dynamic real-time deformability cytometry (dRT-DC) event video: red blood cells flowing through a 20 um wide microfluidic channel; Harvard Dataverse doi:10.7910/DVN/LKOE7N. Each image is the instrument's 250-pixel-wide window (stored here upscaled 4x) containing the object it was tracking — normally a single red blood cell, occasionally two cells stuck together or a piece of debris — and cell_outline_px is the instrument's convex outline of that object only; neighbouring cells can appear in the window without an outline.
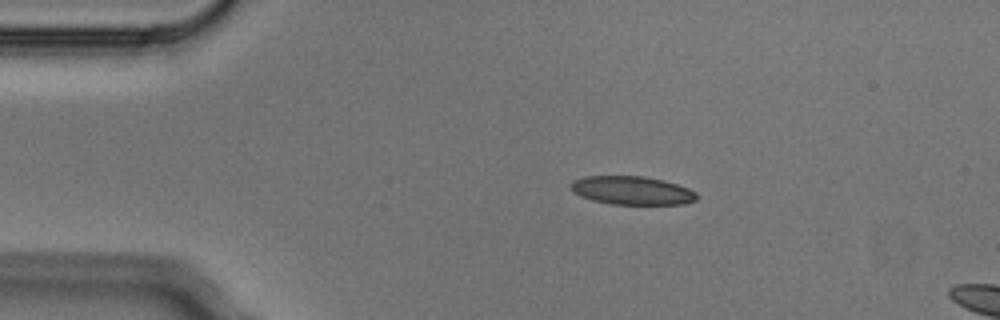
{"species": "Egyptian fruit bat (a non-hibernating species)", "species_latin": "Rousettus aegyptiacus", "temperature_condition": "cold", "stored_images_in_passage": 2, "camera_frame_rate_fps": 3000, "um_per_image_px": 0.085, "animal": {"sex": "male"}, "frame": {"image": 1, "passage_image": 1, "time_ms": 0.0, "image_size_px": [1000, 320], "cell_outline_px": [[696, 200], [684, 204], [612, 204], [592, 200], [580, 196], [572, 192], [568, 184], [572, 180], [584, 176], [644, 176], [664, 180], [688, 188], [696, 192]], "centroid_in_image_um": [53.66, 16.18], "position_along_channel_um": 31.3, "area_um2": 21.04}}